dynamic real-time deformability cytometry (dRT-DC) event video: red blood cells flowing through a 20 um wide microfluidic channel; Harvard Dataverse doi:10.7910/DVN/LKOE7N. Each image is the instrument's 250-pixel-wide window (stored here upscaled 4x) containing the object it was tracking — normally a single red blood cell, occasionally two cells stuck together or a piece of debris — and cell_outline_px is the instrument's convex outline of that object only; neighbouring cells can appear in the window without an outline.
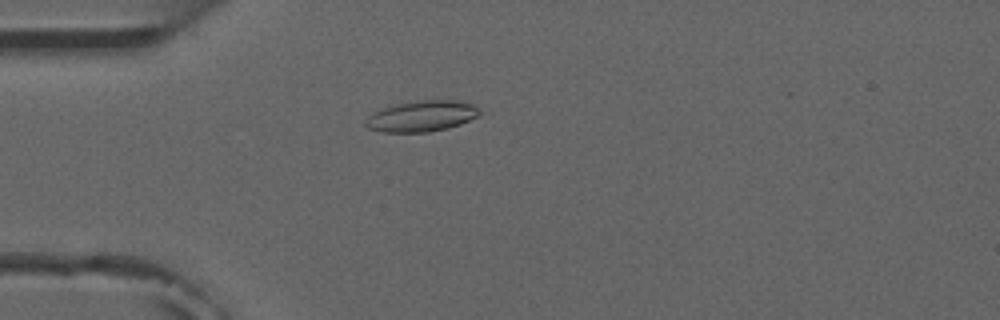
{"species": "common noctule bat (a hibernating species)", "species_latin": "Nyctalus noctula", "temperature_condition": "room temperature", "stored_images_in_passage": 5, "camera_frame_rate_fps": 3000, "um_per_image_px": 0.085, "animal": {"sex": "male", "forearm_length_mm": 52.5}, "frame": {"image": 1, "passage_image": 5, "time_ms": 4.667, "image_size_px": [1000, 320], "cell_outline_px": [[480, 116], [460, 124], [448, 128], [428, 132], [384, 132], [368, 128], [364, 124], [368, 116], [372, 112], [388, 104], [416, 100], [456, 100], [472, 104], [480, 108]], "centroid_in_image_um": [35.82, 9.85], "position_along_channel_um": 49.2, "area_um2": 20.98}}